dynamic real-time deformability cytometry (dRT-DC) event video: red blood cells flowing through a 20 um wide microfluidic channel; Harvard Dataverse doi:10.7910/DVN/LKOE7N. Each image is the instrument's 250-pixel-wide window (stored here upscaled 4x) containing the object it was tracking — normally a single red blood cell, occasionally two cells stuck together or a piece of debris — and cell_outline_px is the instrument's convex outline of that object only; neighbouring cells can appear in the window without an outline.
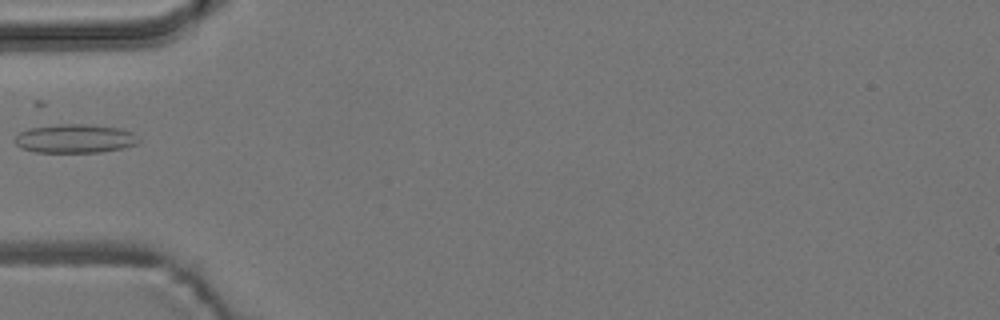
{"species": "common noctule bat (a hibernating species)", "species_latin": "Nyctalus noctula", "temperature_condition": "room temperature", "stored_images_in_passage": 3, "camera_frame_rate_fps": 3000, "um_per_image_px": 0.085, "animal": {"sex": "male", "body_mass_g": 19.2, "forearm_length_mm": 51.8}, "frame": {"image": 1, "passage_image": 2, "time_ms": 1.333, "image_size_px": [1000, 320], "cell_outline_px": [[140, 140], [136, 144], [124, 148], [100, 152], [36, 152], [20, 148], [12, 140], [20, 132], [28, 128], [60, 124], [84, 124], [120, 128], [132, 132]], "centroid_in_image_um": [6.35, 11.78], "position_along_channel_um": 78.7, "area_um2": 20.81}}
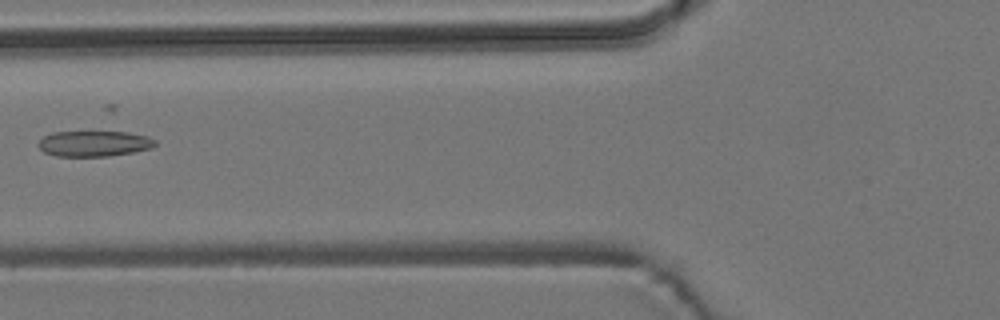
{"frame": {"image": 2, "passage_image": 3, "time_ms": 2.333, "image_size_px": [1000, 320], "cell_outline_px": [[156, 144], [152, 148], [132, 152], [108, 156], [56, 156], [44, 152], [36, 144], [44, 136], [52, 132], [128, 132], [148, 136], [156, 140]], "centroid_in_image_um": [8.0, 12.2], "position_along_channel_um": 117.8, "area_um2": 17.46}}